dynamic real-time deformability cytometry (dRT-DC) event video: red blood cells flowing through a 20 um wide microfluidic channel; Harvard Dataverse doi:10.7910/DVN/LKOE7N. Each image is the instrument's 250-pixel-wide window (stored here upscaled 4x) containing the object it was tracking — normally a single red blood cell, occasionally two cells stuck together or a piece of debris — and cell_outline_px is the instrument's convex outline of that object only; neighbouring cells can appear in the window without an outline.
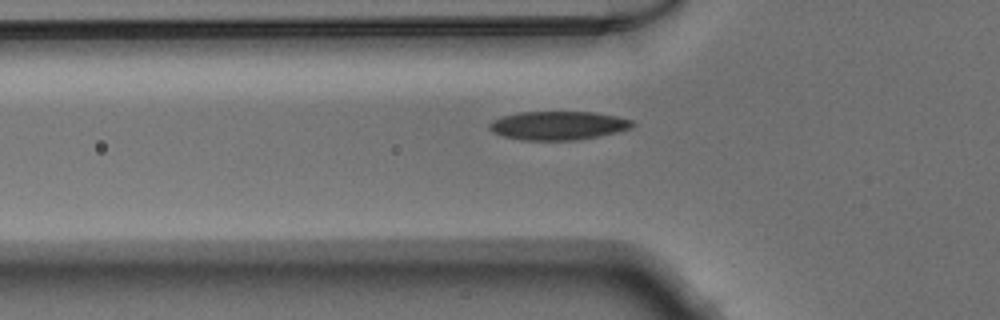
{"species": "Egyptian fruit bat (a non-hibernating species)", "species_latin": "Rousettus aegyptiacus", "temperature_condition": "warm", "stored_images_in_passage": 39, "camera_frame_rate_fps": 3000, "um_per_image_px": 0.085, "animal": {"sex": "male"}, "frame": {"image": 1, "passage_image": 10, "time_ms": 3.0, "image_size_px": [1000, 320], "cell_outline_px": [[636, 124], [632, 128], [620, 132], [600, 136], [576, 140], [520, 140], [504, 136], [492, 132], [488, 128], [488, 124], [492, 120], [504, 116], [520, 112], [592, 112], [616, 116], [632, 120]], "centroid_in_image_um": [47.47, 10.68], "position_along_channel_um": 78.3, "area_um2": 24.04}}
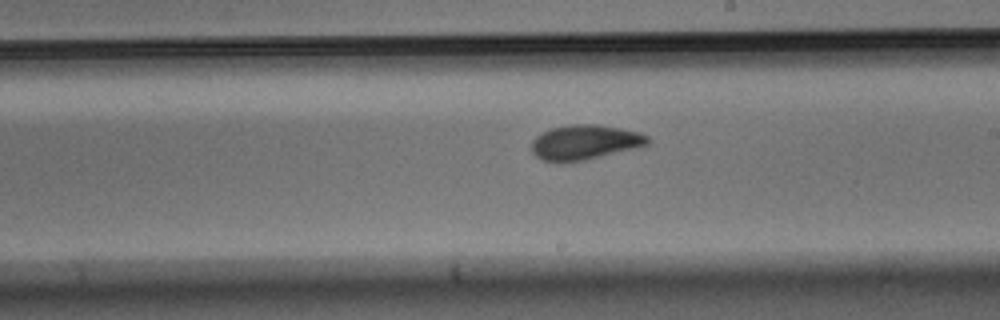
{"frame": {"image": 2, "passage_image": 22, "time_ms": 7.0, "image_size_px": [1000, 320], "cell_outline_px": [[652, 140], [648, 144], [636, 148], [584, 160], [556, 164], [540, 160], [532, 152], [532, 140], [536, 136], [552, 128], [572, 124], [600, 124], [620, 128], [636, 132], [648, 136]], "centroid_in_image_um": [49.68, 12.11], "position_along_channel_um": 239.3, "area_um2": 23.76}}
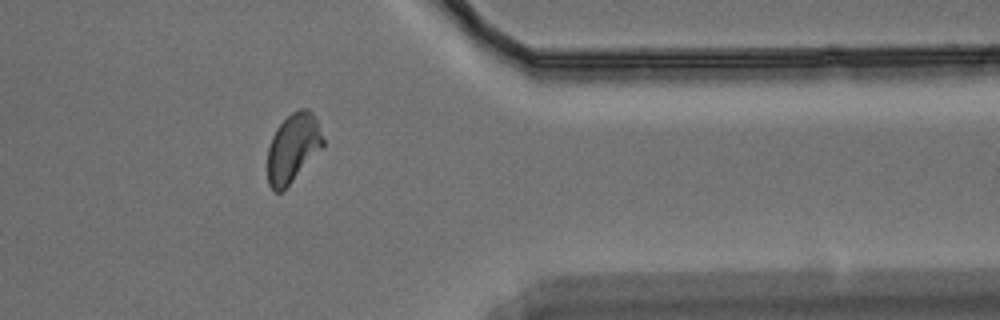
{"frame": {"image": 3, "passage_image": 34, "time_ms": 11.0, "image_size_px": [1000, 320], "cell_outline_px": [[324, 144], [292, 180], [280, 192], [276, 192], [268, 184], [268, 148], [272, 136], [276, 128], [292, 112], [300, 108], [308, 108], [312, 112], [316, 120], [324, 140]], "centroid_in_image_um": [24.88, 12.53], "position_along_channel_um": 386.5, "area_um2": 21.56}}